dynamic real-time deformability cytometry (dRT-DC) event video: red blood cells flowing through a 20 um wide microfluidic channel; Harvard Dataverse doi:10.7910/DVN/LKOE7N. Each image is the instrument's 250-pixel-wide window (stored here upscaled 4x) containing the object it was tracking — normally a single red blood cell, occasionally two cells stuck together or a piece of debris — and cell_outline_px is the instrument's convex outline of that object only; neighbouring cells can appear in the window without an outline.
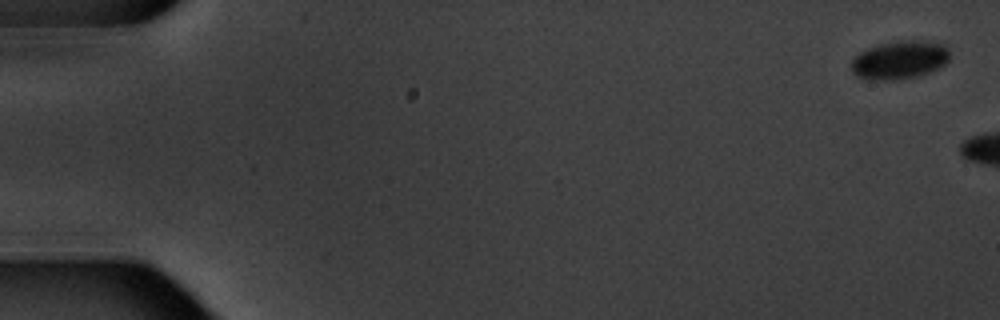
{"species": "common noctule bat (a hibernating species)", "species_latin": "Nyctalus noctula", "temperature_condition": "warm", "stored_images_in_passage": 3, "camera_frame_rate_fps": 3000, "um_per_image_px": 0.085, "animal": {"sex": "male", "body_mass_g": 20.1, "forearm_length_mm": 53.5}, "frame": {"image": 1, "passage_image": 1, "time_ms": 0.0, "image_size_px": [1000, 320], "cell_outline_px": [[948, 60], [940, 68], [916, 76], [896, 80], [872, 80], [860, 76], [852, 72], [852, 60], [860, 52], [868, 48], [900, 40], [920, 40], [940, 44], [948, 48]], "centroid_in_image_um": [76.47, 5.1], "position_along_channel_um": 8.5, "area_um2": 21.56}}